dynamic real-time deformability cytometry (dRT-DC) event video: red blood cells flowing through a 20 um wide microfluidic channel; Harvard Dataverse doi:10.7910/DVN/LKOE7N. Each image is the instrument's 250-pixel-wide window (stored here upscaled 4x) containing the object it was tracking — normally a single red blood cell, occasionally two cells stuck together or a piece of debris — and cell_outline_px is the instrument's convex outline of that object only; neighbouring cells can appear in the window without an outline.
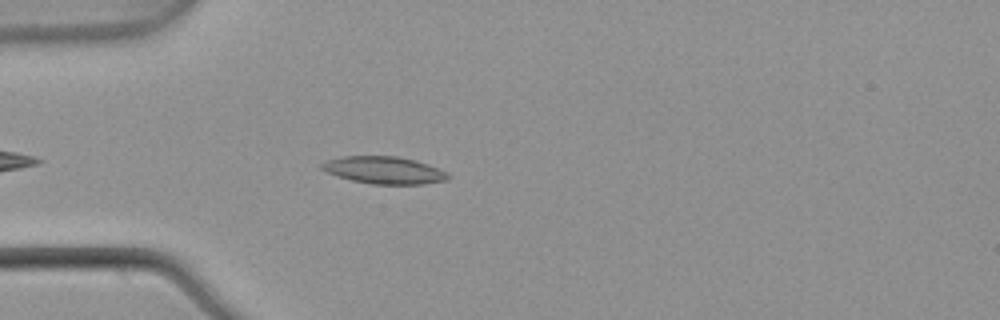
{"species": "common noctule bat (a hibernating species)", "species_latin": "Nyctalus noctula", "temperature_condition": "warm", "stored_images_in_passage": 37, "camera_frame_rate_fps": 3000, "um_per_image_px": 0.085, "animal": {"sex": "male", "body_mass_g": 21.5, "forearm_length_mm": 52.0}, "frame": {"image": 1, "passage_image": 5, "time_ms": 1.333, "image_size_px": [1000, 320], "cell_outline_px": [[452, 176], [444, 180], [424, 184], [372, 184], [352, 180], [336, 176], [320, 168], [320, 164], [328, 160], [344, 156], [396, 156], [428, 164], [448, 172]], "centroid_in_image_um": [32.65, 14.47], "position_along_channel_um": 52.4, "area_um2": 19.94}}
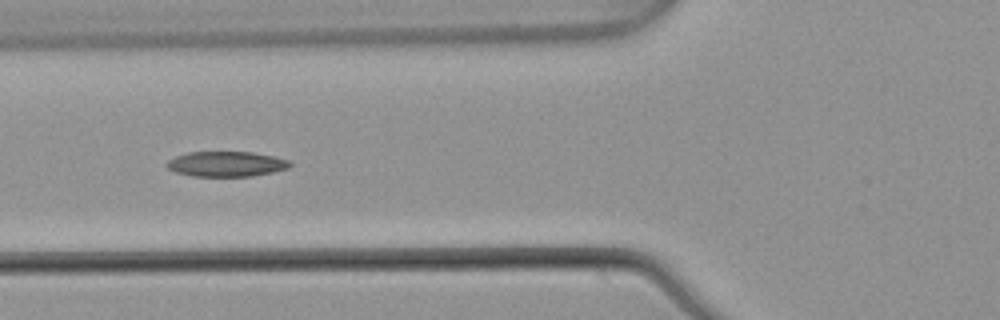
{"frame": {"image": 2, "passage_image": 10, "time_ms": 3.0, "image_size_px": [1000, 320], "cell_outline_px": [[292, 164], [288, 168], [272, 172], [252, 176], [192, 176], [176, 172], [168, 168], [164, 164], [168, 160], [176, 156], [188, 152], [252, 152], [292, 160]], "centroid_in_image_um": [19.24, 13.93], "position_along_channel_um": 106.6, "area_um2": 18.09}}
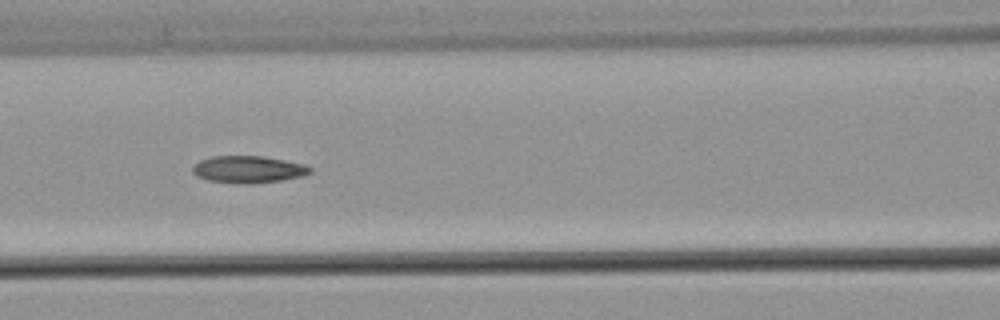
{"frame": {"image": 3, "passage_image": 13, "time_ms": 4.0, "image_size_px": [1000, 320], "cell_outline_px": [[312, 172], [300, 176], [280, 180], [252, 184], [236, 184], [208, 180], [196, 176], [192, 172], [192, 168], [200, 160], [212, 156], [264, 156], [304, 164], [312, 168]], "centroid_in_image_um": [21.08, 14.4], "position_along_channel_um": 145.5, "area_um2": 18.55}, "authors_computed_cell_mechanics": {"area_um2": 17.4556, "velocity_mm_per_s": 3.9094, "shape_relaxation_time_tau1_ms": null, "shape_relaxation_time_tau2_ms": 3.1298, "deformation_change_tau1": null, "deformation_change_tau2": 0.1135}}